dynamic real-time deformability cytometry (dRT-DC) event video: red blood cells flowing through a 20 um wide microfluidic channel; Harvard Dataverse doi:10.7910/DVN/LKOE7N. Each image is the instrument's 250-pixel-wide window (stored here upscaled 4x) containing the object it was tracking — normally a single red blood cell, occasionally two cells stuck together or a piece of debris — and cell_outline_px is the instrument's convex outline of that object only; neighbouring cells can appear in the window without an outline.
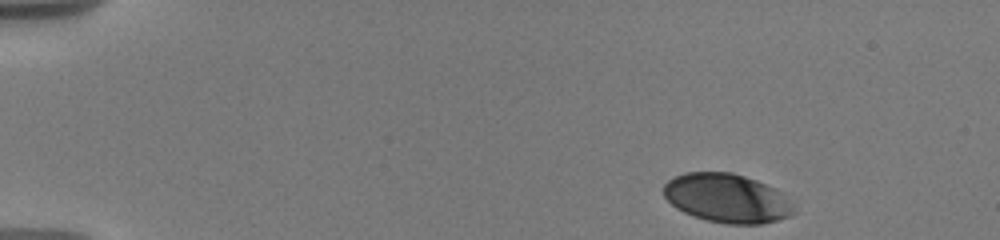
{"species": "human", "species_latin": "Homo sapiens", "temperature_condition": "warm", "stored_images_in_passage": 31, "camera_frame_rate_fps": 3000, "um_per_image_px": 0.085, "donor": {"sex": "male"}, "frame": {"image": 1, "passage_image": 1, "time_ms": 0.0, "image_size_px": [1000, 240], "cell_outline_px": [[796, 212], [792, 216], [760, 224], [728, 224], [708, 220], [684, 212], [676, 208], [664, 196], [664, 184], [668, 180], [684, 172], [732, 172], [756, 180], [776, 188], [792, 204]], "centroid_in_image_um": [61.81, 16.84], "position_along_channel_um": 23.2, "area_um2": 36.99}}
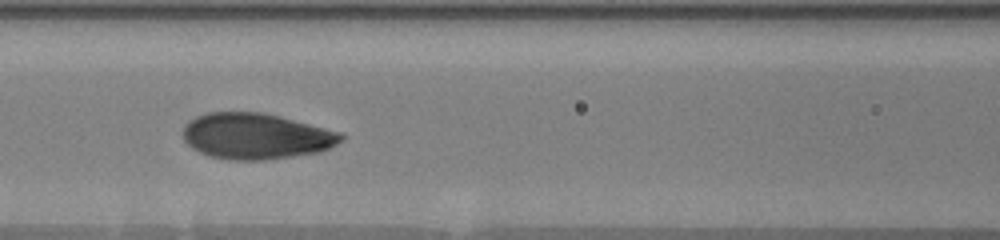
{"frame": {"image": 2, "passage_image": 17, "time_ms": 6.333, "image_size_px": [1000, 240], "cell_outline_px": [[344, 140], [320, 152], [264, 160], [228, 160], [212, 156], [200, 152], [192, 148], [184, 140], [184, 124], [188, 120], [196, 116], [208, 112], [264, 112], [344, 132]], "centroid_in_image_um": [21.79, 11.56], "position_along_channel_um": 144.8, "area_um2": 42.6}}
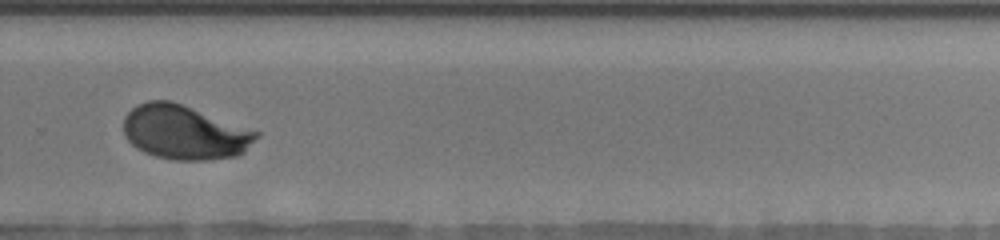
{"frame": {"image": 3, "passage_image": 29, "time_ms": 11.0, "image_size_px": [1000, 240], "cell_outline_px": [[260, 136], [244, 152], [236, 156], [204, 160], [176, 160], [156, 156], [144, 152], [136, 148], [128, 140], [124, 132], [124, 116], [136, 104], [148, 100], [172, 100], [260, 132]], "centroid_in_image_um": [15.69, 11.23], "position_along_channel_um": 314.1, "area_um2": 42.08}}